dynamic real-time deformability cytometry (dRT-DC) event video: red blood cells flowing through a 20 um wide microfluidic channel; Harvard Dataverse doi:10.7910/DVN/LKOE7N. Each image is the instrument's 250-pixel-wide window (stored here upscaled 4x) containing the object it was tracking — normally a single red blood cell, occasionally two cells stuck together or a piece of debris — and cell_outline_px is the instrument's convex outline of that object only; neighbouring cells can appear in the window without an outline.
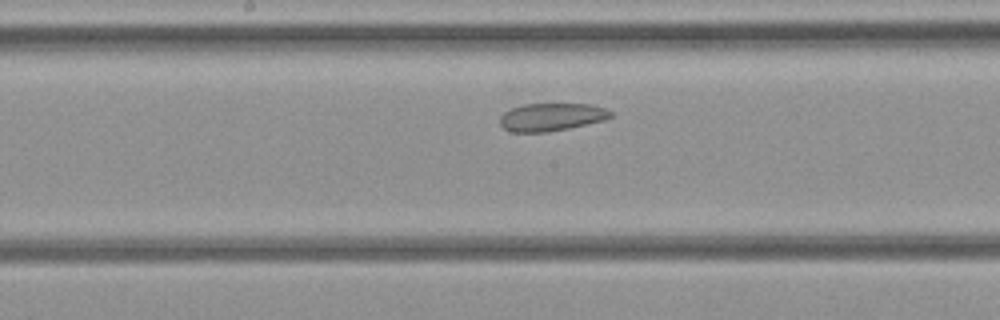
{"species": "common noctule bat (a hibernating species)", "species_latin": "Nyctalus noctula", "temperature_condition": "cold", "stored_images_in_passage": 15, "camera_frame_rate_fps": 3000, "um_per_image_px": 0.085, "animal": {"sex": "female", "body_mass_g": 21.9}, "frame": {"image": 1, "passage_image": 13, "time_ms": 4.0, "image_size_px": [1000, 320], "cell_outline_px": [[612, 116], [604, 120], [568, 128], [548, 132], [512, 132], [504, 128], [500, 124], [500, 116], [504, 112], [512, 108], [524, 104], [592, 104], [608, 108], [612, 112]], "centroid_in_image_um": [46.89, 9.94], "position_along_channel_um": 201.3, "area_um2": 17.98}}